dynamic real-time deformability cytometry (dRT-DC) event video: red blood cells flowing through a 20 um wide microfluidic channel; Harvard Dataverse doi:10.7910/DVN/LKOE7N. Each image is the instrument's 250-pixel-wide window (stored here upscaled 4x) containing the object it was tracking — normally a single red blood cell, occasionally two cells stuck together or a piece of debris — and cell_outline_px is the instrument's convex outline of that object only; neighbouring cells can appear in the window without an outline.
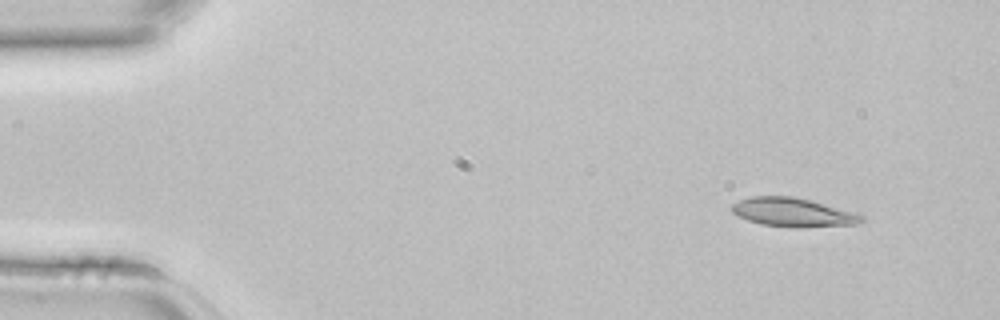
{"species": "common noctule bat (a hibernating species)", "species_latin": "Nyctalus noctula", "temperature_condition": "room temperature", "stored_images_in_passage": 3, "camera_frame_rate_fps": 3000, "um_per_image_px": 0.085, "animal": {"sex": "female", "body_mass_g": 22.7, "forearm_length_mm": 54.2}, "frame": {"image": 1, "passage_image": 1, "time_ms": 0.0, "image_size_px": [1000, 320], "cell_outline_px": [[864, 220], [856, 224], [796, 228], [760, 224], [748, 220], [732, 212], [732, 204], [740, 200], [752, 196], [792, 196], [812, 200], [860, 212], [864, 216]], "centroid_in_image_um": [67.49, 18.04], "position_along_channel_um": 17.5, "area_um2": 22.08}}
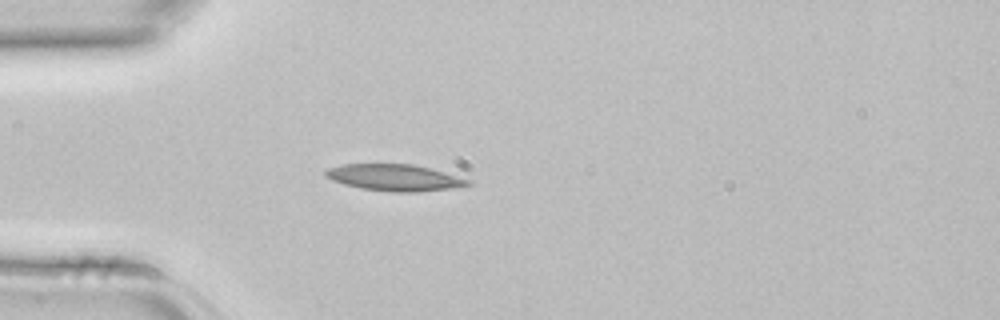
{"frame": {"image": 2, "passage_image": 3, "time_ms": 0.667, "image_size_px": [1000, 320], "cell_outline_px": [[472, 184], [448, 188], [416, 192], [392, 192], [360, 188], [344, 184], [332, 180], [324, 176], [324, 172], [328, 168], [340, 164], [412, 164], [444, 172], [472, 180]], "centroid_in_image_um": [33.49, 15.09], "position_along_channel_um": 51.5, "area_um2": 21.91}}